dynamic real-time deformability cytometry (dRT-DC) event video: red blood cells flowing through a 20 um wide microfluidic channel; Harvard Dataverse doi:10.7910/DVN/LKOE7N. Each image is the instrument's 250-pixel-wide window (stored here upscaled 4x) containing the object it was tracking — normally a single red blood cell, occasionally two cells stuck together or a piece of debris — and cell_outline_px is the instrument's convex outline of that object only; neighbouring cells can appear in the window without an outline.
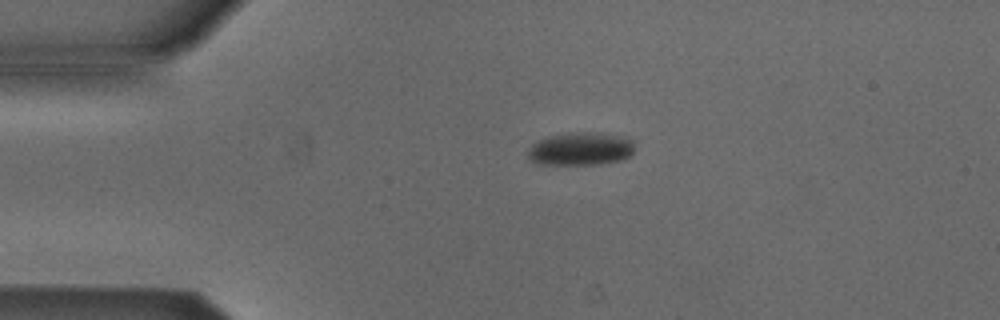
{"species": "Egyptian fruit bat (a non-hibernating species)", "species_latin": "Rousettus aegyptiacus", "temperature_condition": "cold", "stored_images_in_passage": 2, "camera_frame_rate_fps": 3000, "um_per_image_px": 0.085, "animal": {"sex": "male"}, "frame": {"image": 1, "passage_image": 1, "time_ms": 0.0, "image_size_px": [1000, 320], "cell_outline_px": [[632, 152], [628, 156], [620, 160], [600, 164], [540, 164], [532, 160], [528, 156], [528, 152], [532, 144], [540, 140], [552, 136], [608, 136], [628, 140], [632, 144]], "centroid_in_image_um": [49.27, 12.75], "position_along_channel_um": 35.7, "area_um2": 18.5}}